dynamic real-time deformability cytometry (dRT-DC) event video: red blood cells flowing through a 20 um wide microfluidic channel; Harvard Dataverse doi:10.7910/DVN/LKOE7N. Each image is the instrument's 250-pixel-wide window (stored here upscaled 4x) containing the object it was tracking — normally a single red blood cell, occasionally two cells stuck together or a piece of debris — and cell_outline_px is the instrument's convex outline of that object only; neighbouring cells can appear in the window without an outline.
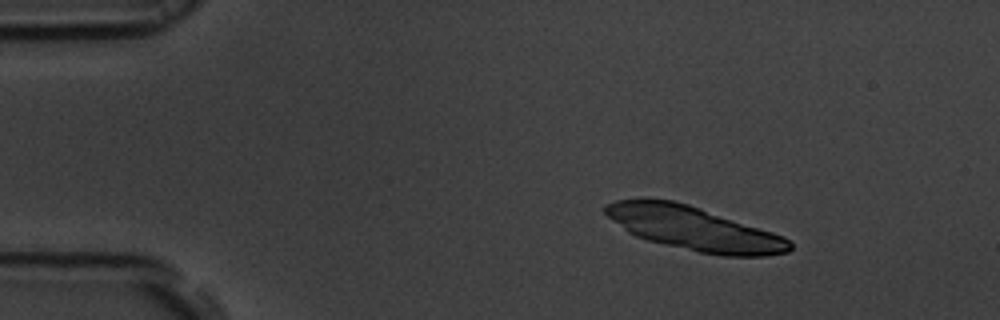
{"species": "common noctule bat (a hibernating species)", "species_latin": "Nyctalus noctula", "temperature_condition": "room temperature", "stored_images_in_passage": 7, "segment_of_instrument_passage": [2, 2], "camera_frame_rate_fps": 3000, "um_per_image_px": 0.085, "animal": {"sex": "male", "body_mass_g": 19.5, "forearm_length_mm": 54.6}, "frame": {"image": 1, "passage_image": 7, "time_ms": 2.0, "image_size_px": [1000, 320], "cell_outline_px": [[792, 244], [788, 248], [780, 252], [708, 252], [696, 248], [740, 228], [748, 228], [764, 232], [776, 236]], "centroid_in_image_um": [63.45, 20.61], "position_along_channel_um": 21.6, "area_um2": 10.87}}